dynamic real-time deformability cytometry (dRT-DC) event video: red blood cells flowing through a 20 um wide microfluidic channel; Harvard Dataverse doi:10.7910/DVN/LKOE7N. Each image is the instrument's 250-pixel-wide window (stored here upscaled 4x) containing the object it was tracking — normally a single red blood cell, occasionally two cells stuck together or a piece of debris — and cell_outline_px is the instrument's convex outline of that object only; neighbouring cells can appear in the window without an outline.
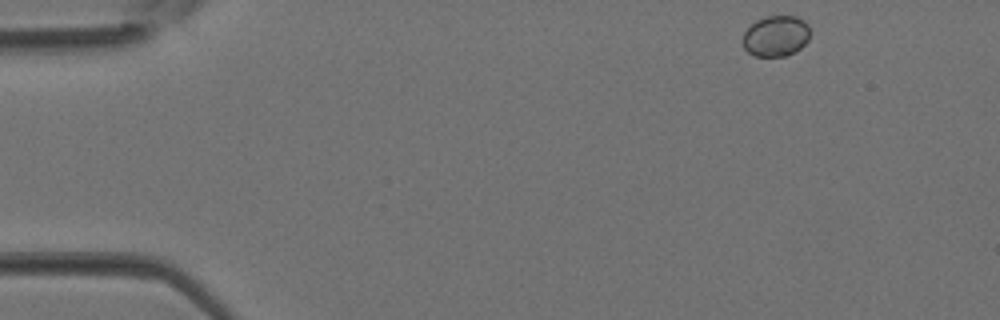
{"species": "Egyptian fruit bat (a non-hibernating species)", "species_latin": "Rousettus aegyptiacus", "temperature_condition": "room temperature", "stored_images_in_passage": 2, "camera_frame_rate_fps": 3000, "um_per_image_px": 0.085, "animal": {"sex": "female"}, "frame": {"image": 1, "passage_image": 1, "time_ms": 0.0, "image_size_px": [1000, 320], "cell_outline_px": [[808, 40], [796, 52], [784, 56], [756, 56], [748, 52], [744, 48], [740, 40], [744, 32], [756, 20], [768, 16], [796, 16], [804, 20], [808, 24]], "centroid_in_image_um": [65.92, 3.06], "position_along_channel_um": 19.1, "area_um2": 16.07}}